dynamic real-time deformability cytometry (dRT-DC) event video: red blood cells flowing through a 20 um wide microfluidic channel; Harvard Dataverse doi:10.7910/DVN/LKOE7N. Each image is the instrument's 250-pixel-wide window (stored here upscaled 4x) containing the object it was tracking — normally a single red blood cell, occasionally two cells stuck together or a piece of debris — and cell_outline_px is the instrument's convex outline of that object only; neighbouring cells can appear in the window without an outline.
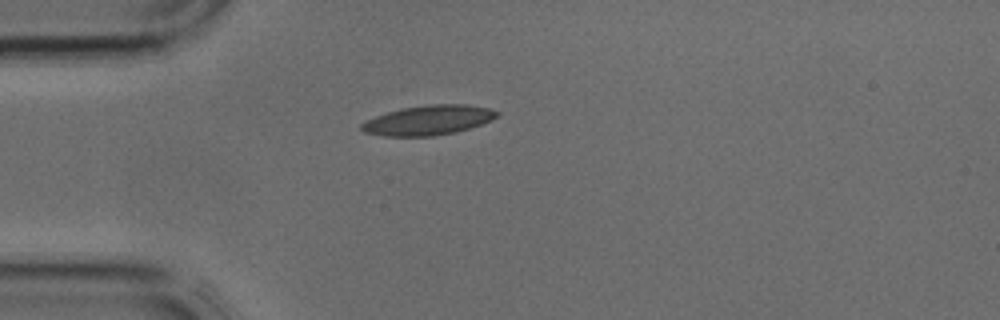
{"species": "common noctule bat (a hibernating species)", "species_latin": "Nyctalus noctula", "temperature_condition": "cold", "stored_images_in_passage": 1, "camera_frame_rate_fps": 3000, "um_per_image_px": 0.085, "animal": {"sex": "male", "body_mass_g": 17.9, "forearm_length_mm": 54.2}, "frame": {"image": 1, "passage_image": 1, "time_ms": 0.0, "image_size_px": [1000, 320], "cell_outline_px": [[500, 112], [492, 120], [456, 132], [432, 136], [384, 136], [364, 132], [360, 128], [360, 124], [376, 116], [388, 112], [404, 108], [432, 104], [464, 104], [488, 108]], "centroid_in_image_um": [36.4, 10.22], "position_along_channel_um": 48.6, "area_um2": 23.12}}